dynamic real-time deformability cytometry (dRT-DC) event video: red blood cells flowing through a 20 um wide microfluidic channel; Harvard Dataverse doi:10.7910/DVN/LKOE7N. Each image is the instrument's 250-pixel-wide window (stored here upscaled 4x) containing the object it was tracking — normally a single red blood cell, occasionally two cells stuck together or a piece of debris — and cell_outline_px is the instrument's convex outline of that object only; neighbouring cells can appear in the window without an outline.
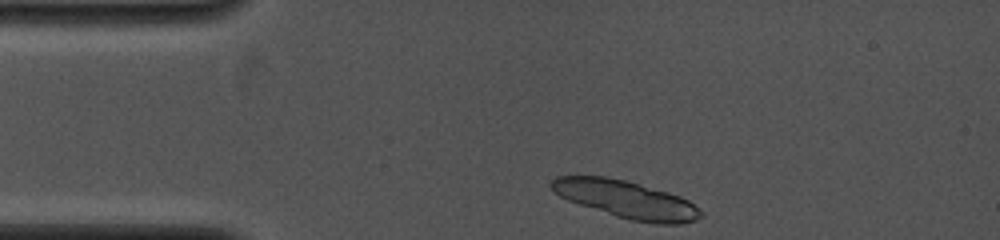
{"species": "common noctule bat (a hibernating species)", "species_latin": "Nyctalus noctula", "temperature_condition": "cold", "stored_images_in_passage": 4, "camera_frame_rate_fps": 4000, "um_per_image_px": 0.085, "animal": {"sex": "female", "body_mass_g": 19.0, "forearm_length_mm": 53.3}, "frame": {"image": 1, "passage_image": 1, "time_ms": 0.0, "image_size_px": [1000, 240], "cell_outline_px": [[704, 216], [696, 220], [680, 224], [656, 224], [628, 220], [568, 200], [560, 196], [548, 184], [556, 176], [604, 176], [624, 180], [640, 184], [668, 192], [680, 196], [688, 200], [700, 208], [704, 212]], "centroid_in_image_um": [53.28, 16.96], "position_along_channel_um": 31.7, "area_um2": 32.71}}